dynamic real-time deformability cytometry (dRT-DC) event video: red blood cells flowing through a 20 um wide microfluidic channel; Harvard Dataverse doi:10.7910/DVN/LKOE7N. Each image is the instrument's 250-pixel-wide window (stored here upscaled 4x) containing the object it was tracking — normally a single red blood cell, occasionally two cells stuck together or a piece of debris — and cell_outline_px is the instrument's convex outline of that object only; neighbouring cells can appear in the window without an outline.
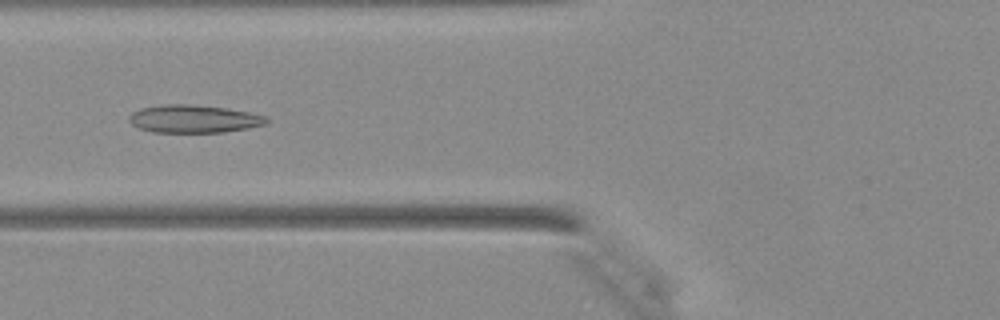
{"species": "Egyptian fruit bat (a non-hibernating species)", "species_latin": "Rousettus aegyptiacus", "temperature_condition": "warm", "stored_images_in_passage": 18, "camera_frame_rate_fps": 3000, "um_per_image_px": 0.085, "animal": {"sex": "female"}, "frame": {"image": 1, "passage_image": 3, "time_ms": 0.667, "image_size_px": [1000, 320], "cell_outline_px": [[268, 120], [264, 124], [248, 128], [224, 132], [152, 132], [140, 128], [132, 124], [128, 120], [128, 116], [132, 112], [140, 108], [164, 104], [188, 104], [224, 108], [248, 112], [268, 116]], "centroid_in_image_um": [16.44, 10.1], "position_along_channel_um": 109.4, "area_um2": 22.2}}
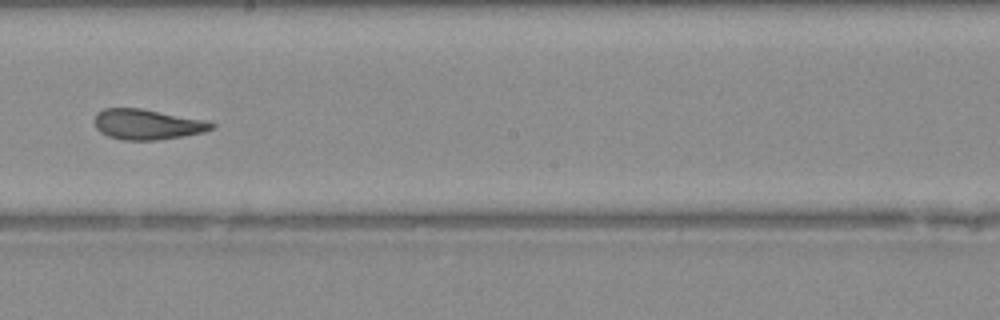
{"frame": {"image": 2, "passage_image": 11, "time_ms": 3.333, "image_size_px": [1000, 320], "cell_outline_px": [[216, 124], [212, 128], [204, 132], [184, 136], [160, 140], [124, 140], [108, 136], [100, 132], [96, 128], [92, 120], [104, 108], [140, 108], [208, 120]], "centroid_in_image_um": [12.53, 10.57], "position_along_channel_um": 235.7, "area_um2": 20.87}}
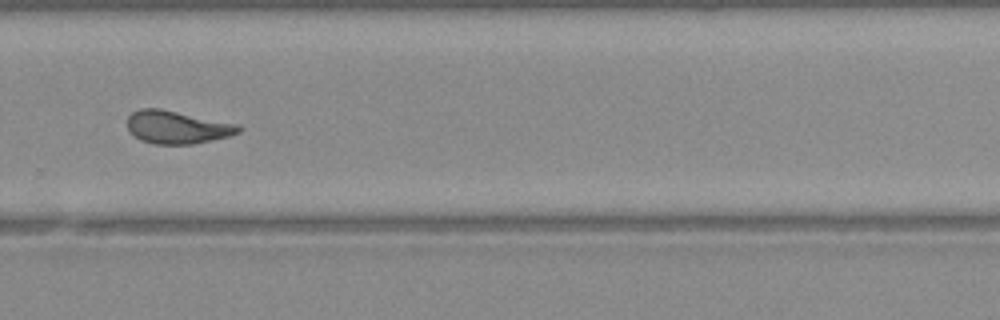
{"frame": {"image": 3, "passage_image": 16, "time_ms": 5.0, "image_size_px": [1000, 320], "cell_outline_px": [[244, 128], [240, 132], [228, 136], [212, 140], [192, 144], [152, 144], [140, 140], [128, 132], [128, 116], [132, 112], [140, 108], [160, 108], [236, 124]], "centroid_in_image_um": [15.02, 10.81], "position_along_channel_um": 314.8, "area_um2": 21.33}}